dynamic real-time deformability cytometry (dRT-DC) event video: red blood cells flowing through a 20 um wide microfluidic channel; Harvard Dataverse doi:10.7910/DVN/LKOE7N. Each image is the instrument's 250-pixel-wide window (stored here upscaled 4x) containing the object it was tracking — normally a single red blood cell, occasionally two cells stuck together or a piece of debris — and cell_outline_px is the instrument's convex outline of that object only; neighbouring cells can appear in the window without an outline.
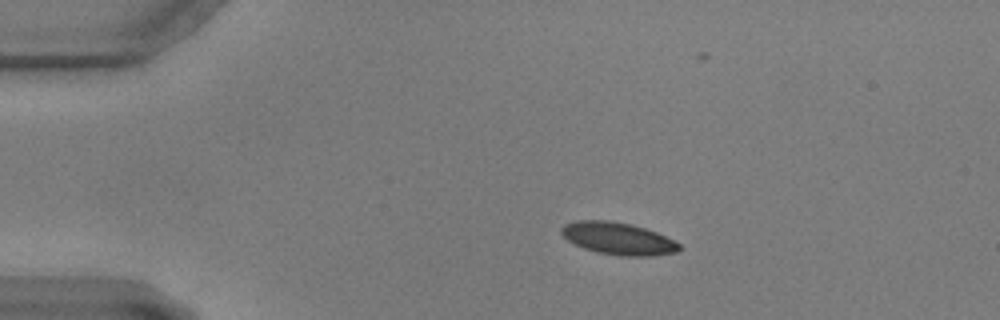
{"species": "common noctule bat (a hibernating species)", "species_latin": "Nyctalus noctula", "temperature_condition": "warm", "stored_images_in_passage": 59, "camera_frame_rate_fps": 3000, "um_per_image_px": 0.085, "animal": {"sex": "male", "body_mass_g": 17.9, "forearm_length_mm": 54.2}, "frame": {"image": 1, "passage_image": 11, "time_ms": 3.333, "image_size_px": [1000, 320], "cell_outline_px": [[680, 248], [676, 252], [652, 256], [620, 256], [596, 252], [584, 248], [568, 240], [560, 232], [560, 228], [564, 224], [580, 220], [608, 220], [632, 224], [656, 232], [680, 244]], "centroid_in_image_um": [52.52, 20.27], "position_along_channel_um": 32.5, "area_um2": 22.02}}
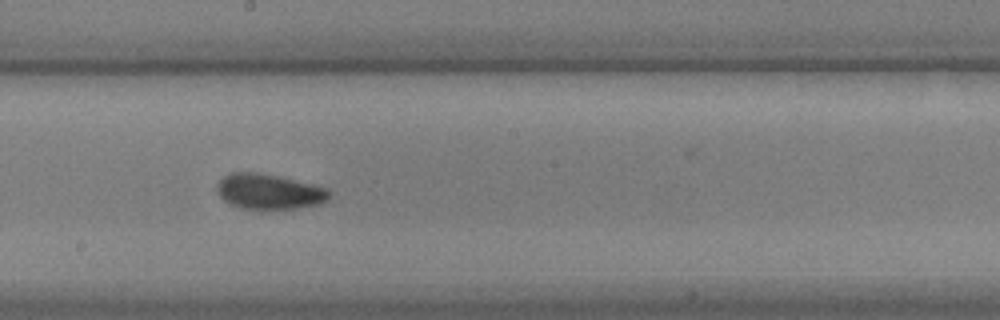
{"frame": {"image": 2, "passage_image": 32, "time_ms": 10.333, "image_size_px": [1000, 320], "cell_outline_px": [[332, 192], [328, 200], [320, 204], [296, 208], [260, 212], [240, 208], [228, 204], [216, 192], [216, 184], [224, 176], [232, 172], [256, 172], [276, 176], [312, 184], [328, 188]], "centroid_in_image_um": [22.85, 16.33], "position_along_channel_um": 225.4, "area_um2": 23.81}}
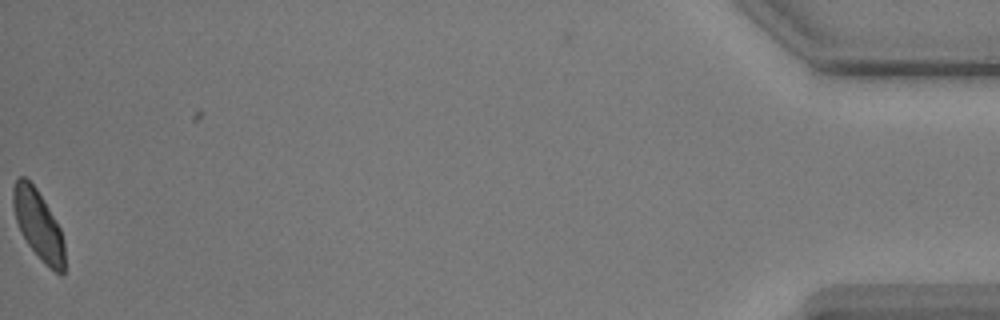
{"frame": {"image": 3, "passage_image": 58, "time_ms": 19.0, "image_size_px": [1000, 320], "cell_outline_px": [[64, 272], [60, 276], [44, 264], [28, 244], [16, 220], [12, 204], [12, 188], [16, 180], [20, 176], [24, 176], [36, 188], [56, 220], [60, 228], [64, 240]], "centroid_in_image_um": [3.26, 19.12], "position_along_channel_um": 431.9, "area_um2": 20.69}}